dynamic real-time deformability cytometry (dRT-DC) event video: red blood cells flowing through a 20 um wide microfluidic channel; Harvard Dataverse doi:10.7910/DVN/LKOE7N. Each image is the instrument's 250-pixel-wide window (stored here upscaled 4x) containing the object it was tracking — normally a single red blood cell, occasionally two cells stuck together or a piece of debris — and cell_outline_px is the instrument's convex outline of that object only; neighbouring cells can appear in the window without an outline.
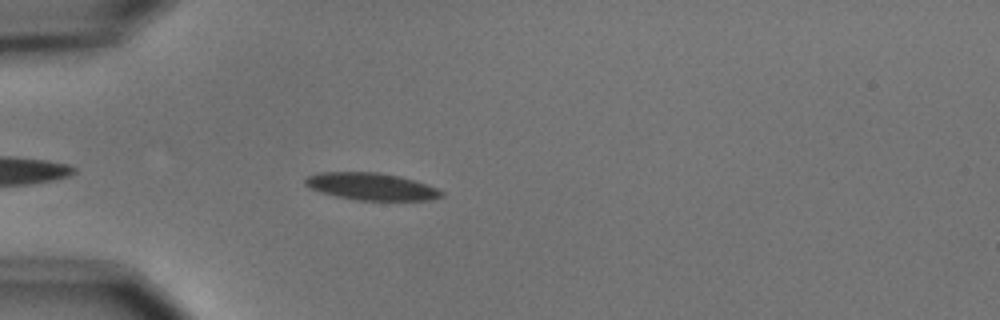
{"species": "common noctule bat (a hibernating species)", "species_latin": "Nyctalus noctula", "temperature_condition": "cold", "stored_images_in_passage": 4, "camera_frame_rate_fps": 3000, "um_per_image_px": 0.085, "animal": {"sex": "male", "body_mass_g": 15.6}, "frame": {"image": 1, "passage_image": 4, "time_ms": 3.667, "image_size_px": [1000, 320], "cell_outline_px": [[444, 196], [428, 200], [356, 200], [336, 196], [320, 192], [308, 188], [304, 184], [304, 180], [308, 176], [320, 172], [376, 172], [400, 176], [428, 184], [444, 192]], "centroid_in_image_um": [31.55, 15.85], "position_along_channel_um": 53.5, "area_um2": 21.68}}